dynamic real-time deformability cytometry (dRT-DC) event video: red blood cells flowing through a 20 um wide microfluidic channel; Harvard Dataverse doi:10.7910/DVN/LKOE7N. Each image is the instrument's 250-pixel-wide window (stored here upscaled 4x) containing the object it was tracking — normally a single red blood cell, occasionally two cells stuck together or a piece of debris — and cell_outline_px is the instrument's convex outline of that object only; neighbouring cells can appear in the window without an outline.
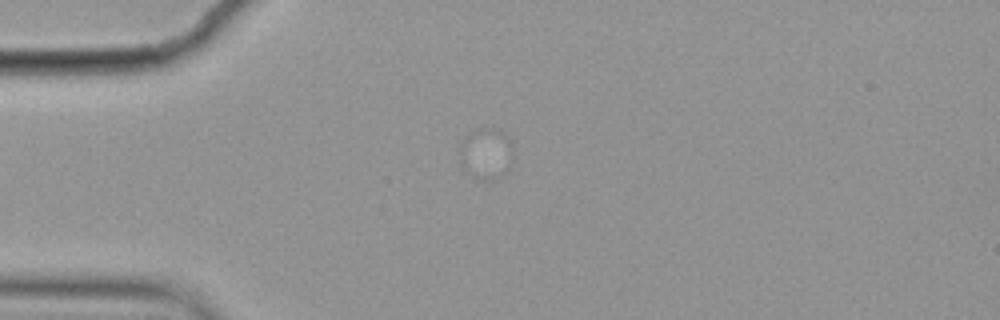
{"species": "common noctule bat (a hibernating species)", "species_latin": "Nyctalus noctula", "temperature_condition": "cold", "stored_images_in_passage": 2, "camera_frame_rate_fps": 3000, "um_per_image_px": 0.085, "animal": {"sex": "female", "body_mass_g": 19.9}, "frame": {"image": 1, "passage_image": 1, "time_ms": 0.0, "image_size_px": [1000, 320], "cell_outline_px": [[508, 168], [500, 176], [492, 180], [484, 180], [472, 176], [460, 164], [456, 148], [476, 128], [492, 128], [500, 132], [508, 140]], "centroid_in_image_um": [41.17, 13.07], "position_along_channel_um": 43.8, "area_um2": 15.2}}